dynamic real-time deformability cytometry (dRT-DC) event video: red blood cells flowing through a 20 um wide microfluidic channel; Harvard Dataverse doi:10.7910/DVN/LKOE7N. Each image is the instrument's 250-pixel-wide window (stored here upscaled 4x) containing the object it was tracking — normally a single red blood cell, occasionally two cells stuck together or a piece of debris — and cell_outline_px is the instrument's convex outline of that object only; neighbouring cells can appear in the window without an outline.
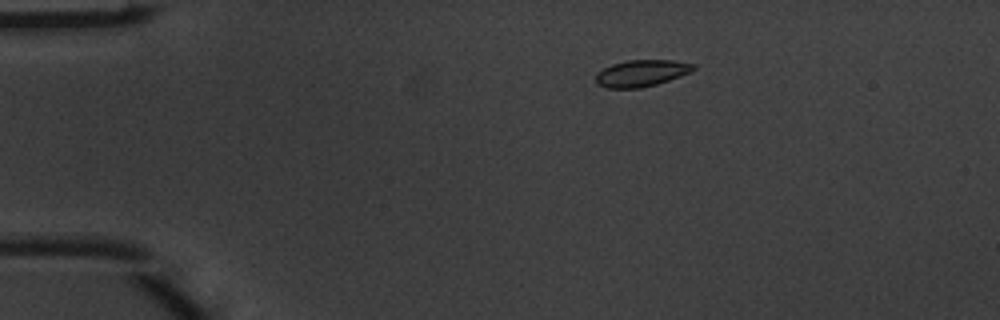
{"species": "common noctule bat (a hibernating species)", "species_latin": "Nyctalus noctula", "temperature_condition": "warm", "stored_images_in_passage": 4, "camera_frame_rate_fps": 3000, "um_per_image_px": 0.085, "animal": {"sex": "male", "body_mass_g": 20.1, "forearm_length_mm": 53.5}, "frame": {"image": 1, "passage_image": 3, "time_ms": 0.667, "image_size_px": [1000, 320], "cell_outline_px": [[696, 68], [692, 72], [656, 84], [640, 88], [608, 88], [596, 84], [596, 72], [612, 64], [628, 60], [672, 60], [696, 64]], "centroid_in_image_um": [54.53, 6.22], "position_along_channel_um": 30.5, "area_um2": 15.2}}